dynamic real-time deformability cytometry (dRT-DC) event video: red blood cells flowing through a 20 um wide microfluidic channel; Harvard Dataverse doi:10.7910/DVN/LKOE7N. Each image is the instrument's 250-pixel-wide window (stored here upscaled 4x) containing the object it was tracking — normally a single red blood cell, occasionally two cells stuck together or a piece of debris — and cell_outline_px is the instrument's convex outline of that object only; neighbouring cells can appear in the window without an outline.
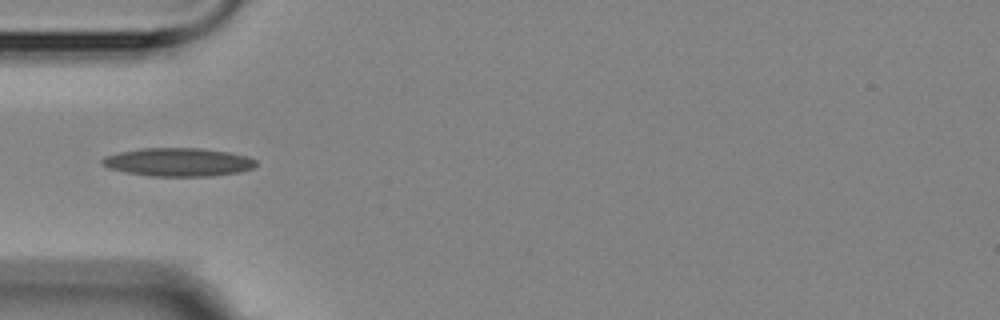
{"species": "Egyptian fruit bat (a non-hibernating species)", "species_latin": "Rousettus aegyptiacus", "temperature_condition": "room temperature", "stored_images_in_passage": 13, "camera_frame_rate_fps": 3000, "um_per_image_px": 0.085, "animal": {"sex": "female"}, "frame": {"image": 1, "passage_image": 3, "time_ms": 3.333, "image_size_px": [1000, 320], "cell_outline_px": [[256, 164], [252, 168], [240, 172], [212, 176], [148, 176], [108, 168], [100, 164], [100, 160], [104, 156], [120, 152], [140, 148], [200, 148], [228, 152], [248, 156], [256, 160]], "centroid_in_image_um": [15.13, 13.78], "position_along_channel_um": 69.9, "area_um2": 25.49}}
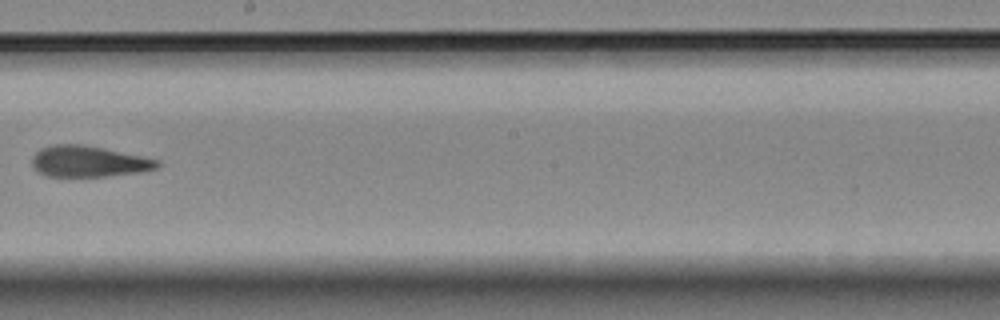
{"frame": {"image": 2, "passage_image": 7, "time_ms": 8.0, "image_size_px": [1000, 320], "cell_outline_px": [[160, 164], [156, 168], [140, 172], [108, 176], [48, 176], [32, 168], [32, 156], [40, 148], [52, 144], [80, 144], [104, 148], [160, 160]], "centroid_in_image_um": [7.51, 13.71], "position_along_channel_um": 240.7, "area_um2": 22.66}}
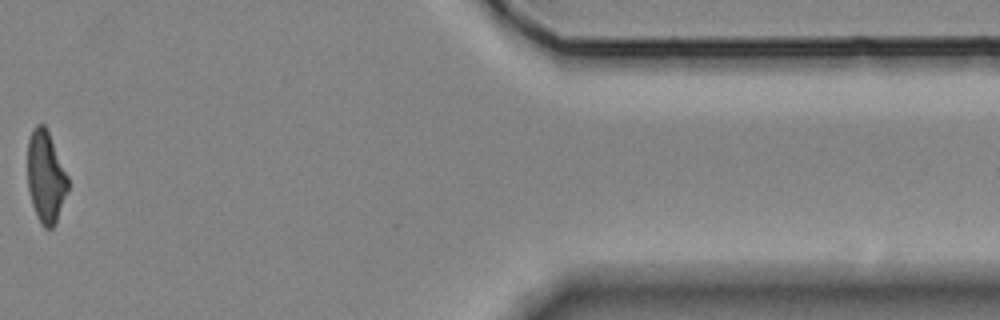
{"frame": {"image": 3, "passage_image": 12, "time_ms": 14.0, "image_size_px": [1000, 320], "cell_outline_px": [[68, 188], [56, 224], [52, 228], [44, 228], [40, 224], [32, 204], [28, 188], [28, 140], [32, 128], [36, 124], [44, 124], [48, 132], [68, 176]], "centroid_in_image_um": [3.88, 15.05], "position_along_channel_um": 407.5, "area_um2": 21.5}, "authors_computed_cell_mechanics": {"area_um2": 22.9466, "velocity_mm_per_s": 3.6441, "shape_relaxation_time_tau1_ms": null, "shape_relaxation_time_tau2_ms": 3.0587, "deformation_change_tau1": null, "deformation_change_tau2": 0.1149}}